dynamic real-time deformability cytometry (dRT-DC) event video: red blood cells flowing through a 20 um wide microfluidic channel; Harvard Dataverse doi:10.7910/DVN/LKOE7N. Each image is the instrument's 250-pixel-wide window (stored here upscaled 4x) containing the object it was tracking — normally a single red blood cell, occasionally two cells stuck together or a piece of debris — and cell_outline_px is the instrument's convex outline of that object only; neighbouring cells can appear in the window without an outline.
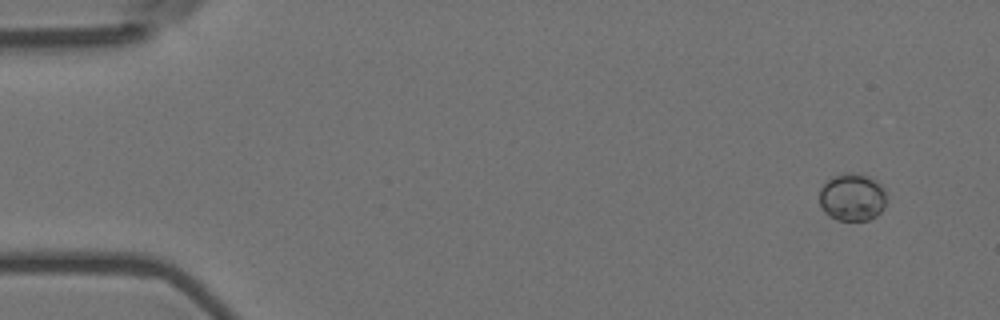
{"species": "Egyptian fruit bat (a non-hibernating species)", "species_latin": "Rousettus aegyptiacus", "temperature_condition": "room temperature", "stored_images_in_passage": 10, "camera_frame_rate_fps": 3000, "um_per_image_px": 0.085, "animal": {"sex": "female"}, "frame": {"image": 1, "passage_image": 1, "time_ms": 0.0, "image_size_px": [1000, 320], "cell_outline_px": [[884, 208], [876, 216], [868, 220], [836, 220], [824, 212], [820, 204], [820, 188], [832, 176], [844, 172], [852, 172], [872, 176], [884, 188]], "centroid_in_image_um": [72.43, 16.74], "position_along_channel_um": 12.6, "area_um2": 18.73}}
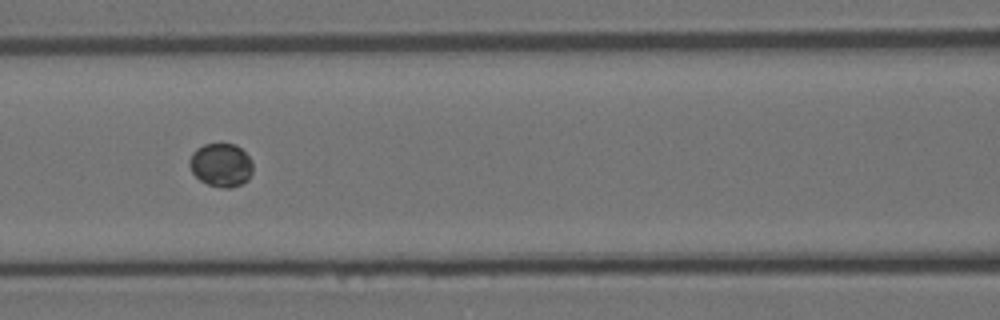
{"frame": {"image": 2, "passage_image": 7, "time_ms": 2.0, "image_size_px": [1000, 320], "cell_outline_px": [[252, 172], [248, 180], [240, 184], [228, 188], [220, 188], [208, 184], [200, 180], [192, 172], [188, 164], [192, 152], [196, 148], [204, 144], [236, 144], [248, 156], [252, 164]], "centroid_in_image_um": [18.77, 14.02], "position_along_channel_um": 147.8, "area_um2": 16.01}}
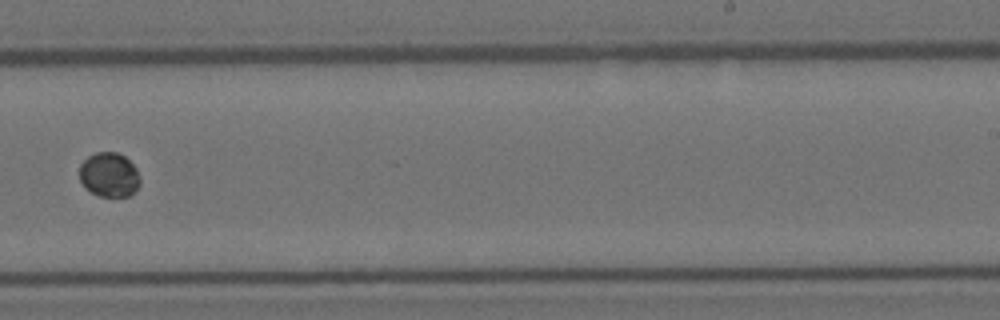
{"frame": {"image": 3, "passage_image": 10, "time_ms": 3.0, "image_size_px": [1000, 320], "cell_outline_px": [[140, 184], [128, 196], [100, 196], [84, 188], [80, 180], [80, 164], [88, 156], [96, 152], [116, 152], [124, 156], [136, 168], [140, 180]], "centroid_in_image_um": [9.26, 14.85], "position_along_channel_um": 279.7, "area_um2": 15.55}}